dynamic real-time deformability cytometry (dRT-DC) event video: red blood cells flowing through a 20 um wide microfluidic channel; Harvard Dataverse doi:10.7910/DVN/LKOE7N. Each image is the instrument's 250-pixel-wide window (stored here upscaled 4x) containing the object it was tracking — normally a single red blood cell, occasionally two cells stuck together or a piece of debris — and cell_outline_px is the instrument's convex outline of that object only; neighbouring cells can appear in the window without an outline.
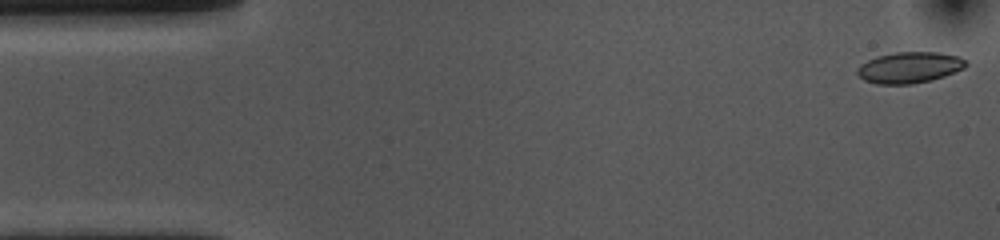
{"species": "common noctule bat (a hibernating species)", "species_latin": "Nyctalus noctula", "temperature_condition": "cold", "stored_images_in_passage": 53, "camera_frame_rate_fps": 3000, "um_per_image_px": 0.085, "animal": {"sex": "female", "body_mass_g": 10.0, "forearm_length_mm": 53.1}, "frame": {"image": 1, "passage_image": 1, "time_ms": 0.0, "image_size_px": [1000, 240], "cell_outline_px": [[968, 64], [964, 68], [944, 76], [932, 80], [912, 84], [876, 84], [864, 80], [856, 72], [856, 68], [860, 64], [876, 56], [896, 52], [940, 52], [960, 56]], "centroid_in_image_um": [77.29, 5.73], "position_along_channel_um": 7.7, "area_um2": 19.83}}
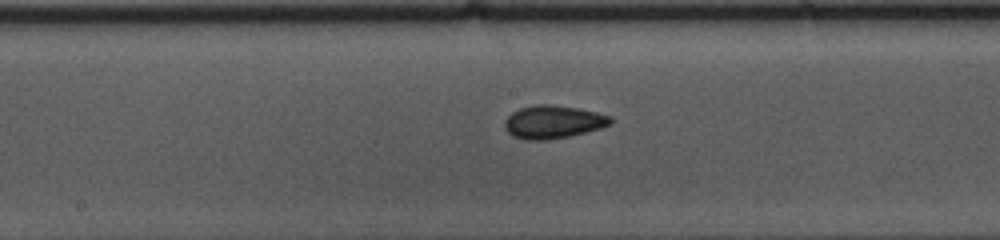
{"frame": {"image": 2, "passage_image": 26, "time_ms": 8.333, "image_size_px": [1000, 240], "cell_outline_px": [[612, 124], [600, 128], [568, 136], [544, 140], [528, 140], [512, 136], [504, 128], [504, 120], [512, 112], [520, 108], [536, 104], [548, 104], [576, 108], [596, 112], [612, 116]], "centroid_in_image_um": [46.99, 10.36], "position_along_channel_um": 201.2, "area_um2": 20.29}}
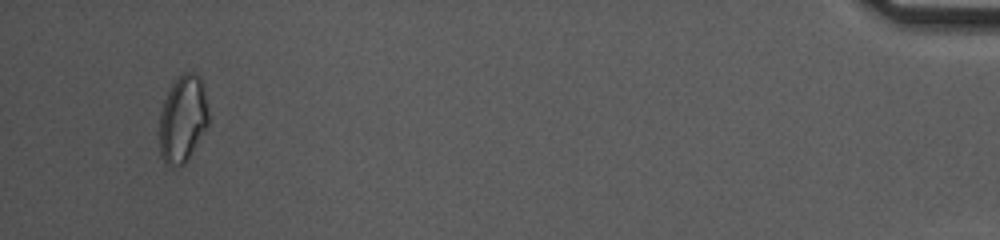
{"frame": {"image": 3, "passage_image": 51, "time_ms": 16.667, "image_size_px": [1000, 240], "cell_outline_px": [[208, 124], [188, 160], [184, 164], [164, 164], [160, 156], [160, 112], [164, 100], [172, 84], [184, 72], [192, 72], [200, 76], [204, 92], [208, 112]], "centroid_in_image_um": [15.53, 10.12], "position_along_channel_um": 419.7, "area_um2": 24.57}, "authors_computed_cell_mechanics": {"area_um2": 19.7098, "velocity_mm_per_s": 3.63, "shape_relaxation_time_tau1_ms": null, "shape_relaxation_time_tau2_ms": 2.191, "deformation_change_tau1": null, "deformation_change_tau2": 0.0865}}